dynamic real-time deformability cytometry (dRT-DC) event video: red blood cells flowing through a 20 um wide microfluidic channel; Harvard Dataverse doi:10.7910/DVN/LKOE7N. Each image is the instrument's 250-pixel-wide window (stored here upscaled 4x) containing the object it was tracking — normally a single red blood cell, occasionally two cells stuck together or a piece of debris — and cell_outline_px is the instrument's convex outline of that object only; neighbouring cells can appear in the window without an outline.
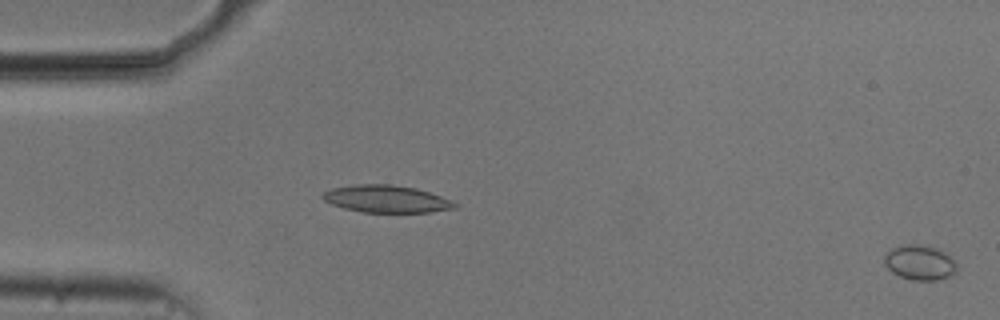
{"species": "common noctule bat (a hibernating species)", "species_latin": "Nyctalus noctula", "temperature_condition": "cold", "stored_images_in_passage": 54, "camera_frame_rate_fps": 3000, "um_per_image_px": 0.085, "animal": {"sex": "male", "body_mass_g": 20.5, "forearm_length_mm": 52.5}, "frame": {"image": 1, "passage_image": 1, "time_ms": 0.0, "image_size_px": [1000, 320], "cell_outline_px": [[956, 272], [948, 276], [936, 280], [912, 280], [900, 276], [892, 272], [884, 264], [884, 256], [892, 248], [908, 244], [920, 244], [936, 248], [944, 252], [956, 264]], "centroid_in_image_um": [78.15, 22.32], "position_along_channel_um": 6.8, "area_um2": 14.51}}
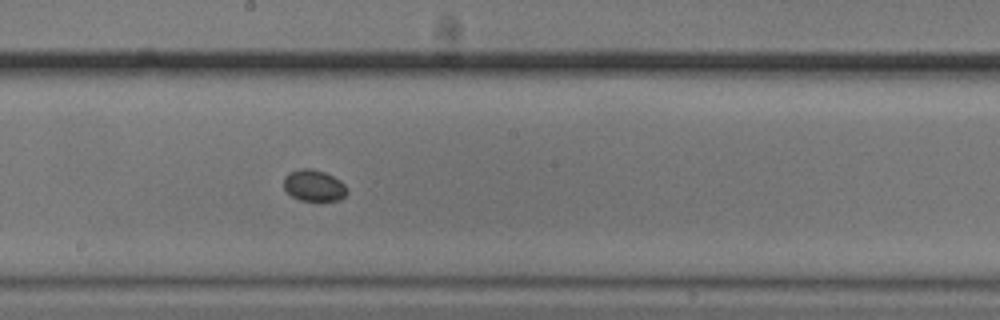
{"frame": {"image": 2, "passage_image": 30, "time_ms": 9.667, "image_size_px": [1000, 320], "cell_outline_px": [[348, 192], [340, 200], [300, 200], [292, 196], [284, 188], [284, 176], [288, 172], [300, 168], [312, 168], [324, 172], [340, 180], [348, 188]], "centroid_in_image_um": [26.68, 15.75], "position_along_channel_um": 221.5, "area_um2": 11.62}}
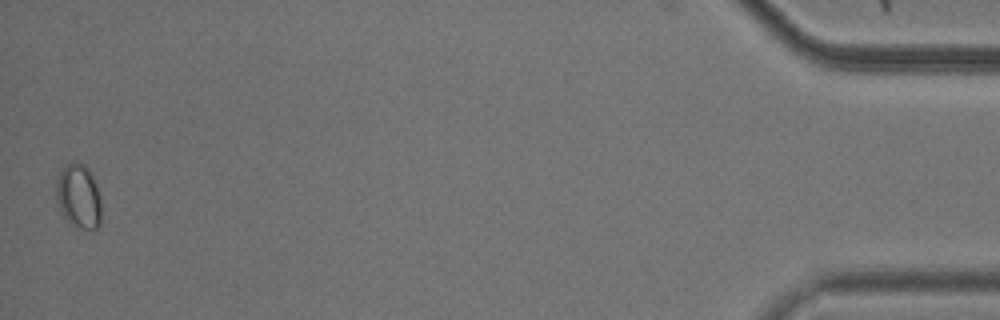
{"frame": {"image": 3, "passage_image": 54, "time_ms": 17.667, "image_size_px": [1000, 320], "cell_outline_px": [[100, 224], [96, 228], [84, 228], [68, 220], [64, 216], [56, 200], [56, 180], [64, 164], [72, 160], [76, 160], [84, 164], [88, 168], [96, 184], [100, 196]], "centroid_in_image_um": [6.67, 16.59], "position_along_channel_um": 428.5, "area_um2": 16.76}, "authors_computed_cell_mechanics": {"area_um2": 11.9646, "velocity_mm_per_s": 3.7275, "shape_relaxation_time_tau1_ms": 1.8727, "shape_relaxation_time_tau2_ms": null, "deformation_change_tau1": 0.0323, "deformation_change_tau2": null}}